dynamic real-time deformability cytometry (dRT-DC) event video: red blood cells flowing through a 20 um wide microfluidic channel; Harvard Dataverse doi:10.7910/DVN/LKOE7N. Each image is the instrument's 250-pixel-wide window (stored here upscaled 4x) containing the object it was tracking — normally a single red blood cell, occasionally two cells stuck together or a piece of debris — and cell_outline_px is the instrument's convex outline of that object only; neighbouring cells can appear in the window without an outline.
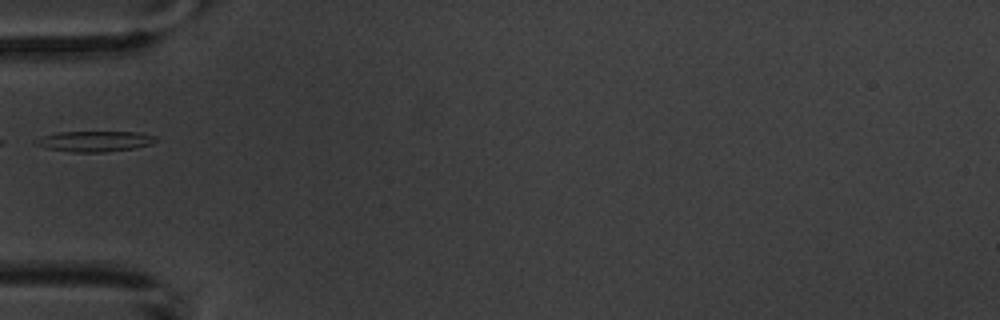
{"species": "common noctule bat (a hibernating species)", "species_latin": "Nyctalus noctula", "temperature_condition": "warm", "stored_images_in_passage": 6, "camera_frame_rate_fps": 3000, "um_per_image_px": 0.085, "animal": {"sex": "male", "body_mass_g": 20.1, "forearm_length_mm": 53.5}, "frame": {"image": 1, "passage_image": 6, "time_ms": 5.667, "image_size_px": [1000, 320], "cell_outline_px": [[156, 140], [152, 144], [136, 148], [104, 152], [72, 152], [48, 148], [32, 144], [32, 140], [40, 136], [60, 132], [140, 132], [156, 136]], "centroid_in_image_um": [8.02, 12.01], "position_along_channel_um": 77.0, "area_um2": 14.57}}